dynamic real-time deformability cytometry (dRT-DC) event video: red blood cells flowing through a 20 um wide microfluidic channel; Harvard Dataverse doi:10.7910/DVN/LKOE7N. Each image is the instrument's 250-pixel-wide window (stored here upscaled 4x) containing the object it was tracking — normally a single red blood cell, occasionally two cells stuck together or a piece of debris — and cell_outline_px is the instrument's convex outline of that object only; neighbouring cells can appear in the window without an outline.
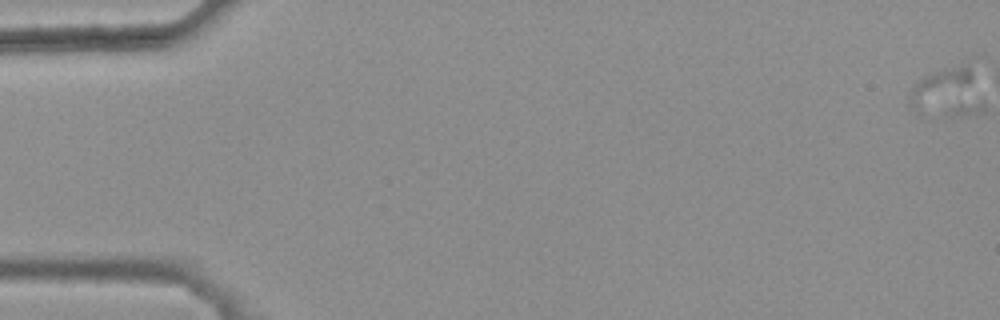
{"species": "common noctule bat (a hibernating species)", "species_latin": "Nyctalus noctula", "temperature_condition": "warm", "stored_images_in_passage": 2, "camera_frame_rate_fps": 3000, "um_per_image_px": 0.085, "animal": {"sex": "female", "body_mass_g": 25.1}, "frame": {"image": 1, "passage_image": 1, "time_ms": 0.0, "image_size_px": [1000, 320], "cell_outline_px": [[972, 76], [968, 84], [916, 108], [912, 108], [908, 96], [912, 88], [924, 76], [944, 68], [964, 64], [968, 64]], "centroid_in_image_um": [79.85, 7.18], "position_along_channel_um": 5.2, "area_um2": 10.87}}